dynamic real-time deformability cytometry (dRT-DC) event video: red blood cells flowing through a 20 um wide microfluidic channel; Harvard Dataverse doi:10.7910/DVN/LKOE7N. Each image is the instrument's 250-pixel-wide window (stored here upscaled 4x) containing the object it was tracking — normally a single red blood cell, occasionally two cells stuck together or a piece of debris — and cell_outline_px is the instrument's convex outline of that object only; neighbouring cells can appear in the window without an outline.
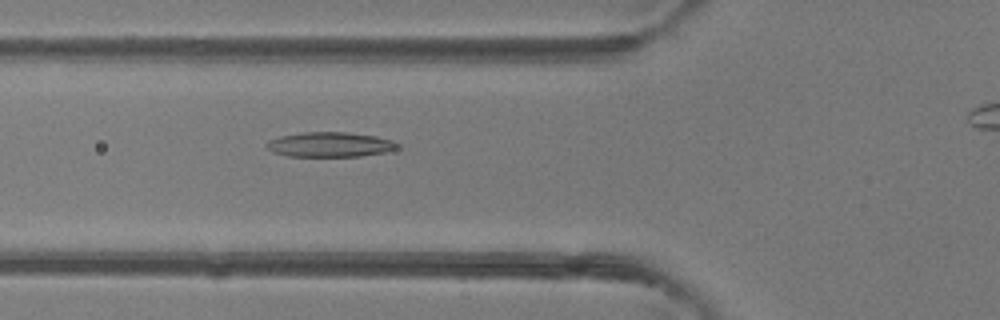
{"species": "common noctule bat (a hibernating species)", "species_latin": "Nyctalus noctula", "temperature_condition": "room temperature", "stored_images_in_passage": 43, "camera_frame_rate_fps": 3000, "um_per_image_px": 0.085, "animal": {"sex": "female"}, "frame": {"image": 1, "passage_image": 18, "time_ms": 5.667, "image_size_px": [1000, 320], "cell_outline_px": [[400, 148], [384, 152], [360, 156], [288, 156], [272, 152], [264, 144], [268, 140], [280, 136], [300, 132], [348, 132], [376, 136], [392, 140], [400, 144]], "centroid_in_image_um": [28.04, 12.28], "position_along_channel_um": 97.8, "area_um2": 19.07}}
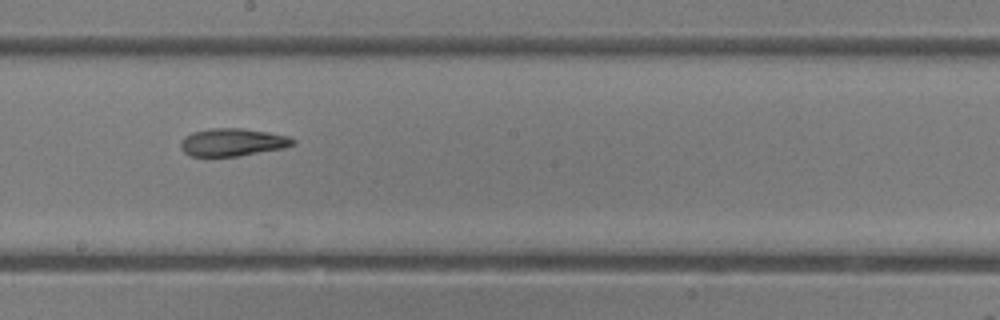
{"frame": {"image": 2, "passage_image": 27, "time_ms": 8.667, "image_size_px": [1000, 320], "cell_outline_px": [[296, 144], [284, 148], [236, 156], [188, 156], [180, 148], [180, 144], [184, 136], [192, 132], [212, 128], [240, 128], [268, 132], [288, 136], [296, 140]], "centroid_in_image_um": [19.76, 12.09], "position_along_channel_um": 228.4, "area_um2": 18.15}}
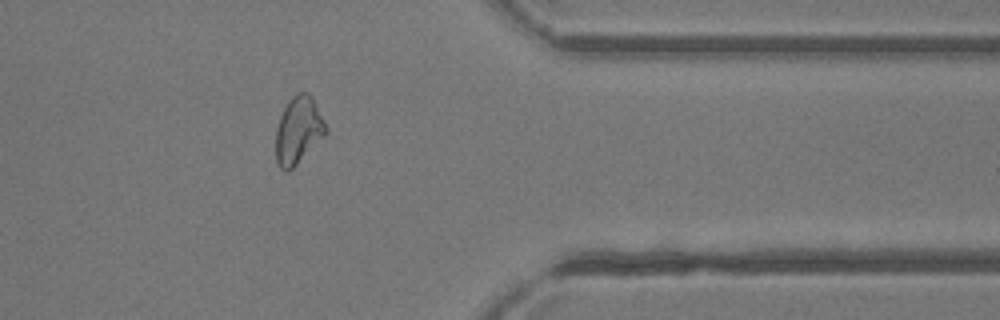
{"frame": {"image": 3, "passage_image": 39, "time_ms": 12.667, "image_size_px": [1000, 320], "cell_outline_px": [[328, 132], [288, 172], [284, 172], [280, 168], [276, 160], [276, 128], [280, 116], [288, 100], [292, 96], [300, 92], [308, 92], [312, 96], [328, 128]], "centroid_in_image_um": [25.36, 11.06], "position_along_channel_um": 386.0, "area_um2": 19.54}, "authors_computed_cell_mechanics": {"area_um2": 19.074, "velocity_mm_per_s": 4.346, "shape_relaxation_time_tau1_ms": null, "shape_relaxation_time_tau2_ms": 4.0801, "deformation_change_tau1": null, "deformation_change_tau2": 0.1235}}